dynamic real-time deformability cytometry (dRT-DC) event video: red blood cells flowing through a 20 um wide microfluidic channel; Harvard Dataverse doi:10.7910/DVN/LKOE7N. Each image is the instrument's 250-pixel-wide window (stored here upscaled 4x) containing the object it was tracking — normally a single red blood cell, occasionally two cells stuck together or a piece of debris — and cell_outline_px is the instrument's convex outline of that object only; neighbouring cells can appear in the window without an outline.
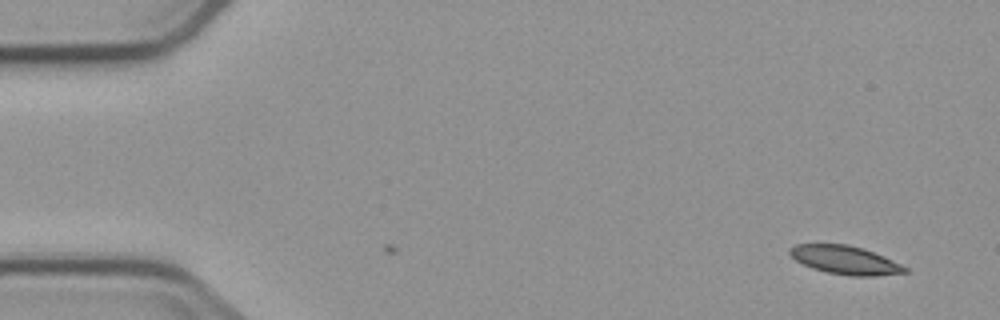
{"species": "common noctule bat (a hibernating species)", "species_latin": "Nyctalus noctula", "temperature_condition": "cold", "stored_images_in_passage": 2, "camera_frame_rate_fps": 3000, "um_per_image_px": 0.085, "animal": {"sex": "male", "body_mass_g": 23.1, "forearm_length_mm": 52.7}, "frame": {"image": 1, "passage_image": 2, "time_ms": 1.0, "image_size_px": [1000, 320], "cell_outline_px": [[908, 272], [876, 276], [848, 276], [828, 272], [812, 268], [796, 260], [788, 252], [796, 244], [848, 244], [864, 248], [892, 260], [908, 268]], "centroid_in_image_um": [71.86, 22.1], "position_along_channel_um": 13.1, "area_um2": 18.96}}